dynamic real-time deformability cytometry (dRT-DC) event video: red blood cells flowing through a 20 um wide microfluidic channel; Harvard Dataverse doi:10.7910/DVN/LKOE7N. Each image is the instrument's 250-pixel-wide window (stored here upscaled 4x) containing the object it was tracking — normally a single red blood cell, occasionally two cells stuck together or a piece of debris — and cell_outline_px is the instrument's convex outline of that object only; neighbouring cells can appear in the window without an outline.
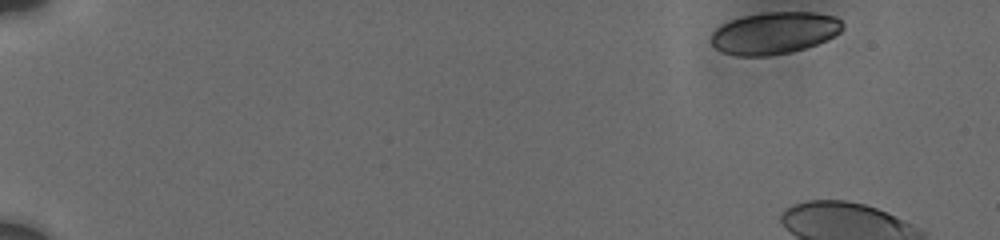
{"species": "human", "species_latin": "Homo sapiens", "temperature_condition": "cold", "stored_images_in_passage": 14, "camera_frame_rate_fps": 3000, "um_per_image_px": 0.085, "donor": {"sex": "male"}, "frame": {"image": 1, "passage_image": 1, "time_ms": 0.0, "image_size_px": [1000, 240], "cell_outline_px": [[844, 28], [840, 32], [816, 44], [792, 52], [768, 56], [736, 56], [724, 52], [716, 48], [712, 44], [712, 32], [720, 24], [744, 16], [764, 12], [816, 12], [836, 16], [844, 24]], "centroid_in_image_um": [65.83, 2.8], "position_along_channel_um": 19.2, "area_um2": 32.19}}